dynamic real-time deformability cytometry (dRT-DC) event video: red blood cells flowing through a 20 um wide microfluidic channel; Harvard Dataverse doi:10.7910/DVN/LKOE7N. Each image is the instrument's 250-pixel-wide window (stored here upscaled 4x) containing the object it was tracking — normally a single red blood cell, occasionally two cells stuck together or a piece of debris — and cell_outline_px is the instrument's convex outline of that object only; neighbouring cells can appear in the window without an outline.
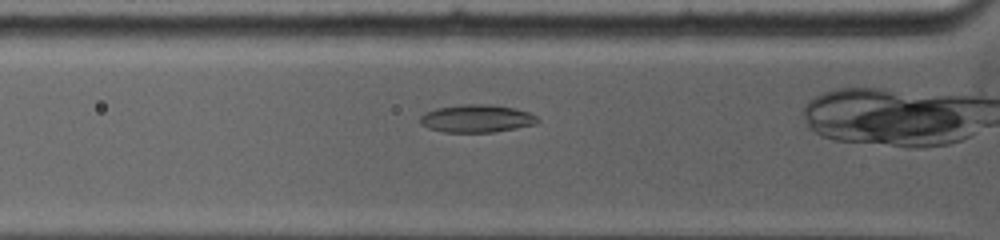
{"species": "common noctule bat (a hibernating species)", "species_latin": "Nyctalus noctula", "temperature_condition": "warm", "stored_images_in_passage": 7, "camera_frame_rate_fps": 5000, "um_per_image_px": 0.085, "animal": {"sex": "female", "body_mass_g": 19.0, "forearm_length_mm": 53.3}, "frame": {"image": 1, "passage_image": 3, "time_ms": 1.0, "image_size_px": [1000, 240], "cell_outline_px": [[540, 120], [536, 124], [516, 128], [492, 132], [444, 132], [428, 128], [420, 124], [420, 116], [424, 112], [436, 108], [464, 104], [488, 104], [512, 108], [528, 112], [536, 116]], "centroid_in_image_um": [40.49, 10.08], "position_along_channel_um": 85.3, "area_um2": 18.96}}
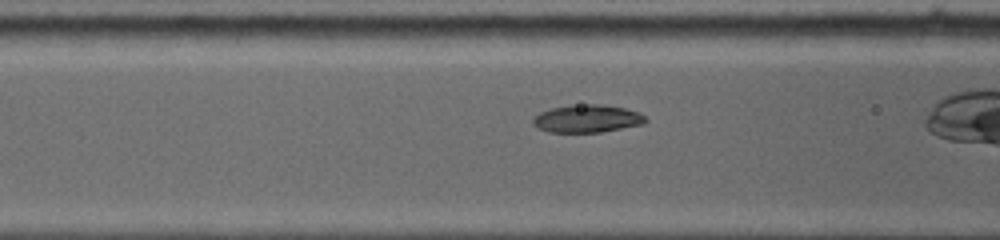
{"frame": {"image": 2, "passage_image": 5, "time_ms": 1.8, "image_size_px": [1000, 240], "cell_outline_px": [[648, 120], [644, 124], [600, 132], [548, 132], [536, 128], [532, 124], [532, 120], [540, 112], [552, 108], [572, 104], [600, 104], [624, 108], [636, 112], [644, 116]], "centroid_in_image_um": [49.87, 10.08], "position_along_channel_um": 116.7, "area_um2": 18.21}}